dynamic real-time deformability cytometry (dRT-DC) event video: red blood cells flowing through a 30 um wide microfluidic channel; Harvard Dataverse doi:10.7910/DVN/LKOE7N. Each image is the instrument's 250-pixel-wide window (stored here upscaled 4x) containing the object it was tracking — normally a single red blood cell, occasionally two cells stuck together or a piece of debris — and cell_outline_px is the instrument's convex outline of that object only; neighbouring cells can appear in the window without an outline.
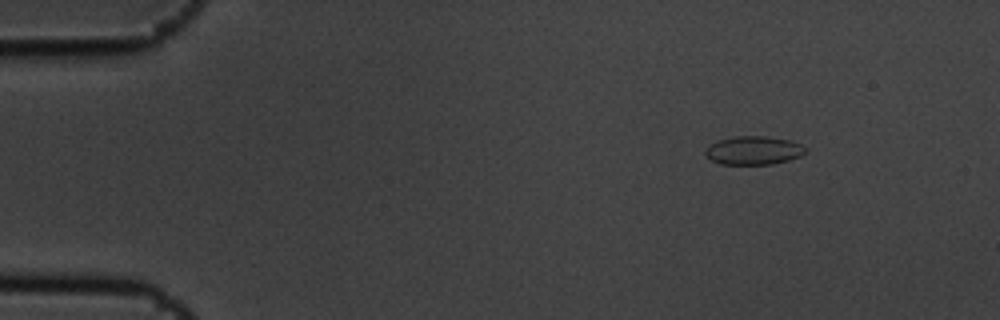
{"species": "common noctule bat (a hibernating species)", "species_latin": "Nyctalus noctula", "temperature_condition": "cold", "stored_images_in_passage": 8, "camera_frame_rate_fps": 3000, "um_per_image_px": 0.085, "animal": {"sex": "male", "body_mass_g": 19.5, "forearm_length_mm": 54.6}, "frame": {"image": 1, "passage_image": 1, "time_ms": 0.0, "image_size_px": [1000, 320], "cell_outline_px": [[808, 148], [800, 156], [788, 160], [772, 164], [720, 164], [712, 160], [704, 152], [712, 144], [720, 140], [732, 136], [764, 136], [792, 140]], "centroid_in_image_um": [64.09, 12.78], "position_along_channel_um": 20.9, "area_um2": 16.47}}
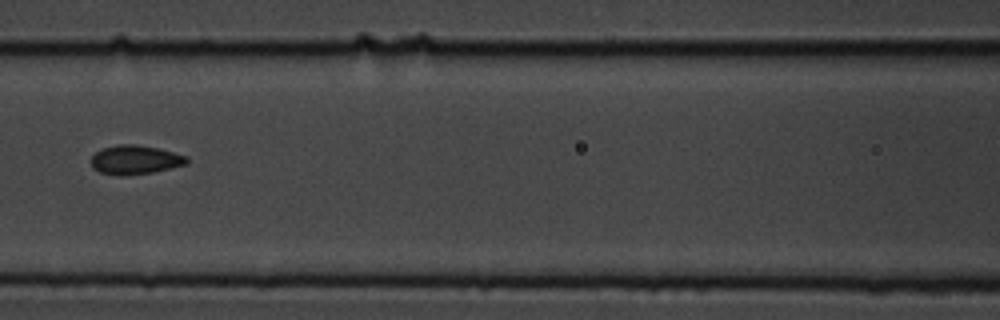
{"frame": {"image": 2, "passage_image": 6, "time_ms": 1.667, "image_size_px": [1000, 320], "cell_outline_px": [[188, 164], [152, 172], [124, 176], [120, 176], [100, 172], [92, 168], [92, 156], [96, 152], [104, 148], [116, 144], [136, 144], [156, 148], [188, 156]], "centroid_in_image_um": [11.49, 13.58], "position_along_channel_um": 155.1, "area_um2": 16.13}}
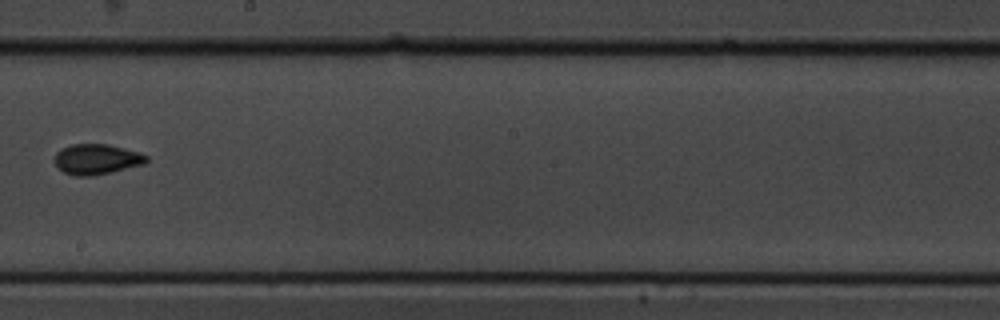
{"frame": {"image": 3, "passage_image": 8, "time_ms": 2.333, "image_size_px": [1000, 320], "cell_outline_px": [[148, 160], [144, 164], [112, 172], [92, 176], [72, 176], [56, 168], [52, 160], [56, 152], [60, 148], [72, 144], [108, 144], [124, 148], [148, 156]], "centroid_in_image_um": [8.14, 13.54], "position_along_channel_um": 240.1, "area_um2": 16.53}}